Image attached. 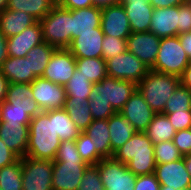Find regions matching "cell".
<instances>
[{"label":"cell","mask_w":191,"mask_h":190,"mask_svg":"<svg viewBox=\"0 0 191 190\" xmlns=\"http://www.w3.org/2000/svg\"><path fill=\"white\" fill-rule=\"evenodd\" d=\"M60 144L54 128V110L41 112L31 118L26 156L54 161Z\"/></svg>","instance_id":"obj_1"},{"label":"cell","mask_w":191,"mask_h":190,"mask_svg":"<svg viewBox=\"0 0 191 190\" xmlns=\"http://www.w3.org/2000/svg\"><path fill=\"white\" fill-rule=\"evenodd\" d=\"M42 110L33 98L29 83H9L5 101L1 103V122L30 124Z\"/></svg>","instance_id":"obj_2"},{"label":"cell","mask_w":191,"mask_h":190,"mask_svg":"<svg viewBox=\"0 0 191 190\" xmlns=\"http://www.w3.org/2000/svg\"><path fill=\"white\" fill-rule=\"evenodd\" d=\"M113 158L126 164L136 176L155 172L156 160L154 145L144 132H136L122 147L117 149Z\"/></svg>","instance_id":"obj_3"},{"label":"cell","mask_w":191,"mask_h":190,"mask_svg":"<svg viewBox=\"0 0 191 190\" xmlns=\"http://www.w3.org/2000/svg\"><path fill=\"white\" fill-rule=\"evenodd\" d=\"M180 85V77L149 70L137 84L138 91L156 113H162L168 98Z\"/></svg>","instance_id":"obj_4"},{"label":"cell","mask_w":191,"mask_h":190,"mask_svg":"<svg viewBox=\"0 0 191 190\" xmlns=\"http://www.w3.org/2000/svg\"><path fill=\"white\" fill-rule=\"evenodd\" d=\"M43 41L55 49H66L72 42V14L56 4L50 13L39 21Z\"/></svg>","instance_id":"obj_5"},{"label":"cell","mask_w":191,"mask_h":190,"mask_svg":"<svg viewBox=\"0 0 191 190\" xmlns=\"http://www.w3.org/2000/svg\"><path fill=\"white\" fill-rule=\"evenodd\" d=\"M190 63L178 36L161 38L153 71L181 76L185 67Z\"/></svg>","instance_id":"obj_6"},{"label":"cell","mask_w":191,"mask_h":190,"mask_svg":"<svg viewBox=\"0 0 191 190\" xmlns=\"http://www.w3.org/2000/svg\"><path fill=\"white\" fill-rule=\"evenodd\" d=\"M136 89L137 84L133 81L106 76L101 82L93 84L90 99L110 103L114 111L119 112Z\"/></svg>","instance_id":"obj_7"},{"label":"cell","mask_w":191,"mask_h":190,"mask_svg":"<svg viewBox=\"0 0 191 190\" xmlns=\"http://www.w3.org/2000/svg\"><path fill=\"white\" fill-rule=\"evenodd\" d=\"M23 190H53V160L21 157Z\"/></svg>","instance_id":"obj_8"},{"label":"cell","mask_w":191,"mask_h":190,"mask_svg":"<svg viewBox=\"0 0 191 190\" xmlns=\"http://www.w3.org/2000/svg\"><path fill=\"white\" fill-rule=\"evenodd\" d=\"M105 190H134L137 176L126 164L111 158H103L97 164Z\"/></svg>","instance_id":"obj_9"},{"label":"cell","mask_w":191,"mask_h":190,"mask_svg":"<svg viewBox=\"0 0 191 190\" xmlns=\"http://www.w3.org/2000/svg\"><path fill=\"white\" fill-rule=\"evenodd\" d=\"M107 76L130 80L138 84L150 70L134 54L126 50L124 53L117 55L106 61Z\"/></svg>","instance_id":"obj_10"},{"label":"cell","mask_w":191,"mask_h":190,"mask_svg":"<svg viewBox=\"0 0 191 190\" xmlns=\"http://www.w3.org/2000/svg\"><path fill=\"white\" fill-rule=\"evenodd\" d=\"M30 86L33 98L42 112L64 108L67 96L63 85L55 84L42 77H36Z\"/></svg>","instance_id":"obj_11"},{"label":"cell","mask_w":191,"mask_h":190,"mask_svg":"<svg viewBox=\"0 0 191 190\" xmlns=\"http://www.w3.org/2000/svg\"><path fill=\"white\" fill-rule=\"evenodd\" d=\"M88 164L84 161H53V190H77Z\"/></svg>","instance_id":"obj_12"},{"label":"cell","mask_w":191,"mask_h":190,"mask_svg":"<svg viewBox=\"0 0 191 190\" xmlns=\"http://www.w3.org/2000/svg\"><path fill=\"white\" fill-rule=\"evenodd\" d=\"M75 70L76 58L72 53L67 48L56 49L44 70L42 78L64 86L69 82Z\"/></svg>","instance_id":"obj_13"},{"label":"cell","mask_w":191,"mask_h":190,"mask_svg":"<svg viewBox=\"0 0 191 190\" xmlns=\"http://www.w3.org/2000/svg\"><path fill=\"white\" fill-rule=\"evenodd\" d=\"M161 38L152 32H132L126 39L127 50L149 69L155 64Z\"/></svg>","instance_id":"obj_14"},{"label":"cell","mask_w":191,"mask_h":190,"mask_svg":"<svg viewBox=\"0 0 191 190\" xmlns=\"http://www.w3.org/2000/svg\"><path fill=\"white\" fill-rule=\"evenodd\" d=\"M154 173L161 186L173 187L176 190L191 189V177L186 170L183 157L172 162L157 164Z\"/></svg>","instance_id":"obj_15"},{"label":"cell","mask_w":191,"mask_h":190,"mask_svg":"<svg viewBox=\"0 0 191 190\" xmlns=\"http://www.w3.org/2000/svg\"><path fill=\"white\" fill-rule=\"evenodd\" d=\"M119 113L133 125L137 132H144L156 114L138 89L131 95Z\"/></svg>","instance_id":"obj_16"},{"label":"cell","mask_w":191,"mask_h":190,"mask_svg":"<svg viewBox=\"0 0 191 190\" xmlns=\"http://www.w3.org/2000/svg\"><path fill=\"white\" fill-rule=\"evenodd\" d=\"M101 28L104 35L128 38L132 31L126 11L121 3L101 9Z\"/></svg>","instance_id":"obj_17"},{"label":"cell","mask_w":191,"mask_h":190,"mask_svg":"<svg viewBox=\"0 0 191 190\" xmlns=\"http://www.w3.org/2000/svg\"><path fill=\"white\" fill-rule=\"evenodd\" d=\"M180 29L179 5L154 8L149 32L159 38L178 36Z\"/></svg>","instance_id":"obj_18"},{"label":"cell","mask_w":191,"mask_h":190,"mask_svg":"<svg viewBox=\"0 0 191 190\" xmlns=\"http://www.w3.org/2000/svg\"><path fill=\"white\" fill-rule=\"evenodd\" d=\"M104 33L101 27L95 32H81L67 48L75 58H102V41Z\"/></svg>","instance_id":"obj_19"},{"label":"cell","mask_w":191,"mask_h":190,"mask_svg":"<svg viewBox=\"0 0 191 190\" xmlns=\"http://www.w3.org/2000/svg\"><path fill=\"white\" fill-rule=\"evenodd\" d=\"M43 42L42 28L37 21L20 34L7 38L8 55L12 57H26L28 51Z\"/></svg>","instance_id":"obj_20"},{"label":"cell","mask_w":191,"mask_h":190,"mask_svg":"<svg viewBox=\"0 0 191 190\" xmlns=\"http://www.w3.org/2000/svg\"><path fill=\"white\" fill-rule=\"evenodd\" d=\"M150 0H121L132 32H149L153 7Z\"/></svg>","instance_id":"obj_21"},{"label":"cell","mask_w":191,"mask_h":190,"mask_svg":"<svg viewBox=\"0 0 191 190\" xmlns=\"http://www.w3.org/2000/svg\"><path fill=\"white\" fill-rule=\"evenodd\" d=\"M0 138L19 158L26 156L29 124L0 123Z\"/></svg>","instance_id":"obj_22"},{"label":"cell","mask_w":191,"mask_h":190,"mask_svg":"<svg viewBox=\"0 0 191 190\" xmlns=\"http://www.w3.org/2000/svg\"><path fill=\"white\" fill-rule=\"evenodd\" d=\"M0 70L9 83L30 84L36 78L27 57L9 56L0 66Z\"/></svg>","instance_id":"obj_23"},{"label":"cell","mask_w":191,"mask_h":190,"mask_svg":"<svg viewBox=\"0 0 191 190\" xmlns=\"http://www.w3.org/2000/svg\"><path fill=\"white\" fill-rule=\"evenodd\" d=\"M37 20L24 11L5 9L0 12V31L6 38L20 34Z\"/></svg>","instance_id":"obj_24"},{"label":"cell","mask_w":191,"mask_h":190,"mask_svg":"<svg viewBox=\"0 0 191 190\" xmlns=\"http://www.w3.org/2000/svg\"><path fill=\"white\" fill-rule=\"evenodd\" d=\"M72 14V40L81 32H95L101 27V8L91 6L70 10Z\"/></svg>","instance_id":"obj_25"},{"label":"cell","mask_w":191,"mask_h":190,"mask_svg":"<svg viewBox=\"0 0 191 190\" xmlns=\"http://www.w3.org/2000/svg\"><path fill=\"white\" fill-rule=\"evenodd\" d=\"M108 128L111 144V157L122 147L137 131L133 125L119 112L108 118Z\"/></svg>","instance_id":"obj_26"},{"label":"cell","mask_w":191,"mask_h":190,"mask_svg":"<svg viewBox=\"0 0 191 190\" xmlns=\"http://www.w3.org/2000/svg\"><path fill=\"white\" fill-rule=\"evenodd\" d=\"M83 132L90 137L93 147L103 158H111L108 119L93 120Z\"/></svg>","instance_id":"obj_27"},{"label":"cell","mask_w":191,"mask_h":190,"mask_svg":"<svg viewBox=\"0 0 191 190\" xmlns=\"http://www.w3.org/2000/svg\"><path fill=\"white\" fill-rule=\"evenodd\" d=\"M57 4V0H7L6 9L24 11L37 21L42 20Z\"/></svg>","instance_id":"obj_28"},{"label":"cell","mask_w":191,"mask_h":190,"mask_svg":"<svg viewBox=\"0 0 191 190\" xmlns=\"http://www.w3.org/2000/svg\"><path fill=\"white\" fill-rule=\"evenodd\" d=\"M144 133L154 145L173 140L176 130L165 114L156 113Z\"/></svg>","instance_id":"obj_29"},{"label":"cell","mask_w":191,"mask_h":190,"mask_svg":"<svg viewBox=\"0 0 191 190\" xmlns=\"http://www.w3.org/2000/svg\"><path fill=\"white\" fill-rule=\"evenodd\" d=\"M63 109L81 132L93 121L88 100H74V97H66Z\"/></svg>","instance_id":"obj_30"},{"label":"cell","mask_w":191,"mask_h":190,"mask_svg":"<svg viewBox=\"0 0 191 190\" xmlns=\"http://www.w3.org/2000/svg\"><path fill=\"white\" fill-rule=\"evenodd\" d=\"M76 69L93 84L107 76L106 61L103 58H76Z\"/></svg>","instance_id":"obj_31"},{"label":"cell","mask_w":191,"mask_h":190,"mask_svg":"<svg viewBox=\"0 0 191 190\" xmlns=\"http://www.w3.org/2000/svg\"><path fill=\"white\" fill-rule=\"evenodd\" d=\"M55 50L53 46L43 41L28 51L26 57L30 59L31 71L36 77H42Z\"/></svg>","instance_id":"obj_32"},{"label":"cell","mask_w":191,"mask_h":190,"mask_svg":"<svg viewBox=\"0 0 191 190\" xmlns=\"http://www.w3.org/2000/svg\"><path fill=\"white\" fill-rule=\"evenodd\" d=\"M64 88L67 97H74V100H89L92 96L93 83L76 69Z\"/></svg>","instance_id":"obj_33"},{"label":"cell","mask_w":191,"mask_h":190,"mask_svg":"<svg viewBox=\"0 0 191 190\" xmlns=\"http://www.w3.org/2000/svg\"><path fill=\"white\" fill-rule=\"evenodd\" d=\"M54 128L61 141H74L81 133L63 108L54 109Z\"/></svg>","instance_id":"obj_34"},{"label":"cell","mask_w":191,"mask_h":190,"mask_svg":"<svg viewBox=\"0 0 191 190\" xmlns=\"http://www.w3.org/2000/svg\"><path fill=\"white\" fill-rule=\"evenodd\" d=\"M21 159L14 163L0 168V189L2 190H23L22 186Z\"/></svg>","instance_id":"obj_35"},{"label":"cell","mask_w":191,"mask_h":190,"mask_svg":"<svg viewBox=\"0 0 191 190\" xmlns=\"http://www.w3.org/2000/svg\"><path fill=\"white\" fill-rule=\"evenodd\" d=\"M183 110H191V90L180 84L175 92L168 98L162 113L170 114Z\"/></svg>","instance_id":"obj_36"},{"label":"cell","mask_w":191,"mask_h":190,"mask_svg":"<svg viewBox=\"0 0 191 190\" xmlns=\"http://www.w3.org/2000/svg\"><path fill=\"white\" fill-rule=\"evenodd\" d=\"M75 142L80 157L88 165H96L100 160L103 159V157L97 152L96 148L93 147L90 137L84 132L80 133Z\"/></svg>","instance_id":"obj_37"},{"label":"cell","mask_w":191,"mask_h":190,"mask_svg":"<svg viewBox=\"0 0 191 190\" xmlns=\"http://www.w3.org/2000/svg\"><path fill=\"white\" fill-rule=\"evenodd\" d=\"M154 157L156 164H164L179 160L183 156L171 140L154 144Z\"/></svg>","instance_id":"obj_38"},{"label":"cell","mask_w":191,"mask_h":190,"mask_svg":"<svg viewBox=\"0 0 191 190\" xmlns=\"http://www.w3.org/2000/svg\"><path fill=\"white\" fill-rule=\"evenodd\" d=\"M127 50L126 39L105 35L102 41V58L107 61Z\"/></svg>","instance_id":"obj_39"},{"label":"cell","mask_w":191,"mask_h":190,"mask_svg":"<svg viewBox=\"0 0 191 190\" xmlns=\"http://www.w3.org/2000/svg\"><path fill=\"white\" fill-rule=\"evenodd\" d=\"M77 190H105L97 165H88Z\"/></svg>","instance_id":"obj_40"},{"label":"cell","mask_w":191,"mask_h":190,"mask_svg":"<svg viewBox=\"0 0 191 190\" xmlns=\"http://www.w3.org/2000/svg\"><path fill=\"white\" fill-rule=\"evenodd\" d=\"M55 161H84L77 150V145L74 141H61L57 149Z\"/></svg>","instance_id":"obj_41"},{"label":"cell","mask_w":191,"mask_h":190,"mask_svg":"<svg viewBox=\"0 0 191 190\" xmlns=\"http://www.w3.org/2000/svg\"><path fill=\"white\" fill-rule=\"evenodd\" d=\"M170 123L174 126L176 132L183 129L191 128V110L175 111L170 114H165Z\"/></svg>","instance_id":"obj_42"},{"label":"cell","mask_w":191,"mask_h":190,"mask_svg":"<svg viewBox=\"0 0 191 190\" xmlns=\"http://www.w3.org/2000/svg\"><path fill=\"white\" fill-rule=\"evenodd\" d=\"M88 106L90 107L93 120L108 119L116 113L110 103L96 102L89 99Z\"/></svg>","instance_id":"obj_43"},{"label":"cell","mask_w":191,"mask_h":190,"mask_svg":"<svg viewBox=\"0 0 191 190\" xmlns=\"http://www.w3.org/2000/svg\"><path fill=\"white\" fill-rule=\"evenodd\" d=\"M172 141L182 156L191 154V128L177 131Z\"/></svg>","instance_id":"obj_44"},{"label":"cell","mask_w":191,"mask_h":190,"mask_svg":"<svg viewBox=\"0 0 191 190\" xmlns=\"http://www.w3.org/2000/svg\"><path fill=\"white\" fill-rule=\"evenodd\" d=\"M155 173L137 176L134 190H160Z\"/></svg>","instance_id":"obj_45"},{"label":"cell","mask_w":191,"mask_h":190,"mask_svg":"<svg viewBox=\"0 0 191 190\" xmlns=\"http://www.w3.org/2000/svg\"><path fill=\"white\" fill-rule=\"evenodd\" d=\"M180 14V29L178 35L186 32H191V2L186 1L184 4L179 5Z\"/></svg>","instance_id":"obj_46"},{"label":"cell","mask_w":191,"mask_h":190,"mask_svg":"<svg viewBox=\"0 0 191 190\" xmlns=\"http://www.w3.org/2000/svg\"><path fill=\"white\" fill-rule=\"evenodd\" d=\"M19 157L0 138V168L14 163Z\"/></svg>","instance_id":"obj_47"},{"label":"cell","mask_w":191,"mask_h":190,"mask_svg":"<svg viewBox=\"0 0 191 190\" xmlns=\"http://www.w3.org/2000/svg\"><path fill=\"white\" fill-rule=\"evenodd\" d=\"M57 4L69 10H77L94 6L92 0H57Z\"/></svg>","instance_id":"obj_48"},{"label":"cell","mask_w":191,"mask_h":190,"mask_svg":"<svg viewBox=\"0 0 191 190\" xmlns=\"http://www.w3.org/2000/svg\"><path fill=\"white\" fill-rule=\"evenodd\" d=\"M149 2L153 8H165L182 5L186 2V0H150Z\"/></svg>","instance_id":"obj_49"},{"label":"cell","mask_w":191,"mask_h":190,"mask_svg":"<svg viewBox=\"0 0 191 190\" xmlns=\"http://www.w3.org/2000/svg\"><path fill=\"white\" fill-rule=\"evenodd\" d=\"M178 37L191 62V32L182 33Z\"/></svg>","instance_id":"obj_50"},{"label":"cell","mask_w":191,"mask_h":190,"mask_svg":"<svg viewBox=\"0 0 191 190\" xmlns=\"http://www.w3.org/2000/svg\"><path fill=\"white\" fill-rule=\"evenodd\" d=\"M8 57L7 38L0 31V66Z\"/></svg>","instance_id":"obj_51"},{"label":"cell","mask_w":191,"mask_h":190,"mask_svg":"<svg viewBox=\"0 0 191 190\" xmlns=\"http://www.w3.org/2000/svg\"><path fill=\"white\" fill-rule=\"evenodd\" d=\"M180 84L191 90V62L185 67L180 76Z\"/></svg>","instance_id":"obj_52"},{"label":"cell","mask_w":191,"mask_h":190,"mask_svg":"<svg viewBox=\"0 0 191 190\" xmlns=\"http://www.w3.org/2000/svg\"><path fill=\"white\" fill-rule=\"evenodd\" d=\"M8 84V80L2 75L0 70V103L5 101Z\"/></svg>","instance_id":"obj_53"},{"label":"cell","mask_w":191,"mask_h":190,"mask_svg":"<svg viewBox=\"0 0 191 190\" xmlns=\"http://www.w3.org/2000/svg\"><path fill=\"white\" fill-rule=\"evenodd\" d=\"M93 5L98 8H105L109 7L111 5H116L118 3H121V0H92Z\"/></svg>","instance_id":"obj_54"},{"label":"cell","mask_w":191,"mask_h":190,"mask_svg":"<svg viewBox=\"0 0 191 190\" xmlns=\"http://www.w3.org/2000/svg\"><path fill=\"white\" fill-rule=\"evenodd\" d=\"M183 159H184L186 170L188 171L191 177V154L184 155Z\"/></svg>","instance_id":"obj_55"},{"label":"cell","mask_w":191,"mask_h":190,"mask_svg":"<svg viewBox=\"0 0 191 190\" xmlns=\"http://www.w3.org/2000/svg\"><path fill=\"white\" fill-rule=\"evenodd\" d=\"M7 6V0H0V12L4 11Z\"/></svg>","instance_id":"obj_56"},{"label":"cell","mask_w":191,"mask_h":190,"mask_svg":"<svg viewBox=\"0 0 191 190\" xmlns=\"http://www.w3.org/2000/svg\"><path fill=\"white\" fill-rule=\"evenodd\" d=\"M160 190H176L173 187H169V186H160Z\"/></svg>","instance_id":"obj_57"},{"label":"cell","mask_w":191,"mask_h":190,"mask_svg":"<svg viewBox=\"0 0 191 190\" xmlns=\"http://www.w3.org/2000/svg\"><path fill=\"white\" fill-rule=\"evenodd\" d=\"M0 123H1V103H0Z\"/></svg>","instance_id":"obj_58"}]
</instances>
